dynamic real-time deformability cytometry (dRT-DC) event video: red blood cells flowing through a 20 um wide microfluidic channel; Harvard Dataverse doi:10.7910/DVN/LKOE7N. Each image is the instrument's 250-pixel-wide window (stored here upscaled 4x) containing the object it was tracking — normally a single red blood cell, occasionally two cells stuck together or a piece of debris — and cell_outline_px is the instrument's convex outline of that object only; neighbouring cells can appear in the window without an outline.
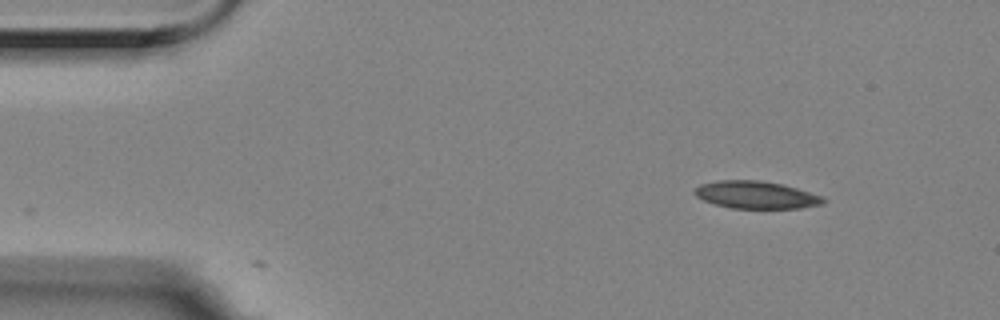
{"species": "Egyptian fruit bat (a non-hibernating species)", "species_latin": "Rousettus aegyptiacus", "temperature_condition": "room temperature", "stored_images_in_passage": 2, "camera_frame_rate_fps": 3000, "um_per_image_px": 0.085, "animal": {"sex": "female"}, "frame": {"image": 1, "passage_image": 2, "time_ms": 0.333, "image_size_px": [1000, 320], "cell_outline_px": [[824, 204], [800, 208], [732, 208], [716, 204], [704, 200], [696, 196], [692, 192], [700, 184], [716, 180], [760, 180], [780, 184], [796, 188], [820, 196], [824, 200]], "centroid_in_image_um": [64.21, 16.56], "position_along_channel_um": 20.8, "area_um2": 20.35}}